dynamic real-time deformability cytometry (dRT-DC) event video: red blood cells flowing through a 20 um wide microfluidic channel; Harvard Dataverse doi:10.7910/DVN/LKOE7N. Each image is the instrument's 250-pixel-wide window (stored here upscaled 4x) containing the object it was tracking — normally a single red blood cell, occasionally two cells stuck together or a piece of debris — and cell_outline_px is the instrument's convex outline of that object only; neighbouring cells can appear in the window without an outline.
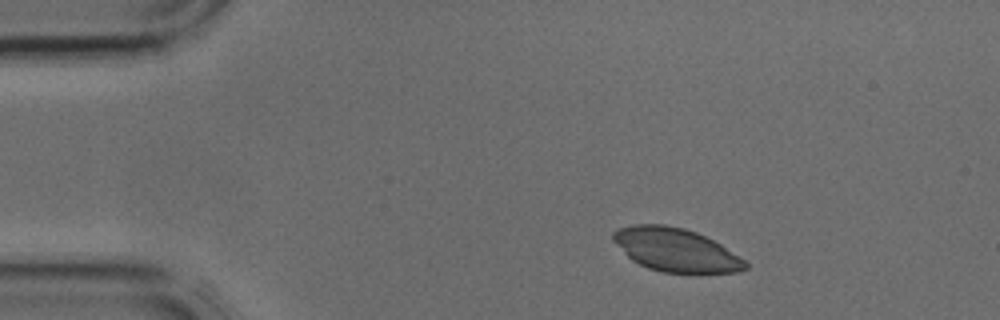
{"species": "common noctule bat (a hibernating species)", "species_latin": "Nyctalus noctula", "temperature_condition": "cold", "stored_images_in_passage": 3, "camera_frame_rate_fps": 3000, "um_per_image_px": 0.085, "animal": {"sex": "male", "body_mass_g": 17.9, "forearm_length_mm": 54.2}, "frame": {"image": 1, "passage_image": 2, "time_ms": 0.333, "image_size_px": [1000, 320], "cell_outline_px": [[748, 268], [740, 272], [664, 272], [648, 268], [632, 260], [612, 240], [612, 232], [616, 228], [632, 224], [664, 224], [684, 228], [696, 232], [720, 244], [744, 260], [748, 264]], "centroid_in_image_um": [57.4, 21.22], "position_along_channel_um": 27.6, "area_um2": 33.12}}